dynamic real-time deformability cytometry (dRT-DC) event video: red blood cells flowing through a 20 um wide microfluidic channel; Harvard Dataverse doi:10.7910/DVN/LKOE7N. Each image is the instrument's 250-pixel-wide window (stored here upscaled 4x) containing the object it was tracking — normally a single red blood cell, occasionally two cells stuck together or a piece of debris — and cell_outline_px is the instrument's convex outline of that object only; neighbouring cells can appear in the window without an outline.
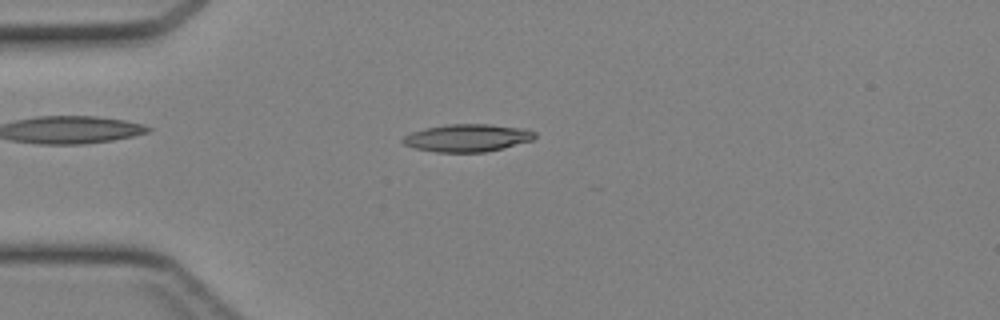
{"species": "Egyptian fruit bat (a non-hibernating species)", "species_latin": "Rousettus aegyptiacus", "temperature_condition": "cold", "stored_images_in_passage": 14, "camera_frame_rate_fps": 3000, "um_per_image_px": 0.085, "animal": {"sex": "female"}, "frame": {"image": 1, "passage_image": 11, "time_ms": 3.333, "image_size_px": [1000, 320], "cell_outline_px": [[536, 136], [532, 140], [484, 152], [436, 152], [416, 148], [404, 144], [400, 140], [404, 136], [412, 132], [424, 128], [448, 124], [488, 124], [524, 128], [536, 132]], "centroid_in_image_um": [39.7, 11.71], "position_along_channel_um": 45.3, "area_um2": 21.04}}